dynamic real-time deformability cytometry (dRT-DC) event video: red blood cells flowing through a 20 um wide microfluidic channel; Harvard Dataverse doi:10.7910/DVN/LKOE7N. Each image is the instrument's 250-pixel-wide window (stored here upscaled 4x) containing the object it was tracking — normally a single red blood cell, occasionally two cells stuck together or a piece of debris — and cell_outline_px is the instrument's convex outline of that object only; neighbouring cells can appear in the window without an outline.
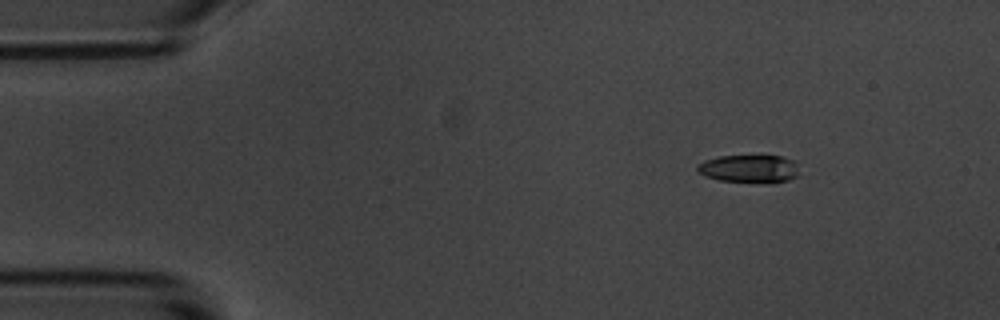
{"species": "common noctule bat (a hibernating species)", "species_latin": "Nyctalus noctula", "temperature_condition": "room temperature", "stored_images_in_passage": 9, "camera_frame_rate_fps": 3000, "um_per_image_px": 0.085, "animal": {"sex": "male", "body_mass_g": 20.1, "forearm_length_mm": 53.5}, "frame": {"image": 1, "passage_image": 1, "time_ms": 0.0, "image_size_px": [1000, 320], "cell_outline_px": [[800, 176], [788, 180], [720, 180], [704, 176], [696, 168], [696, 164], [704, 160], [720, 156], [784, 156], [796, 160]], "centroid_in_image_um": [63.71, 14.29], "position_along_channel_um": 21.3, "area_um2": 16.07}}
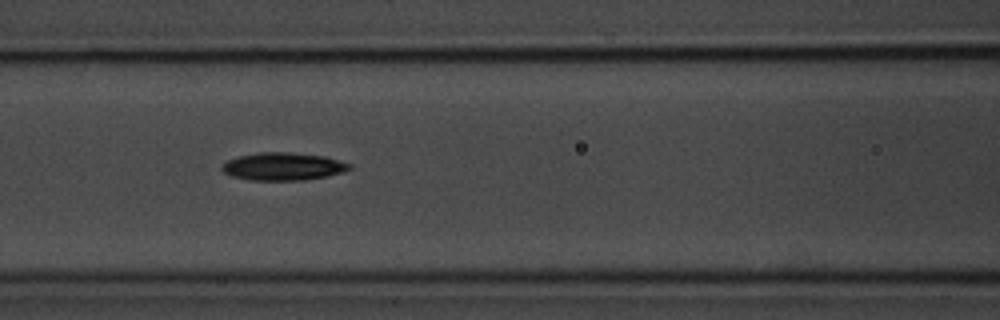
{"frame": {"image": 2, "passage_image": 6, "time_ms": 5.667, "image_size_px": [1000, 320], "cell_outline_px": [[352, 168], [328, 176], [304, 180], [252, 180], [232, 176], [224, 172], [220, 168], [228, 160], [240, 156], [260, 152], [288, 152], [324, 156], [352, 164]], "centroid_in_image_um": [24.08, 14.15], "position_along_channel_um": 142.5, "area_um2": 20.4}}
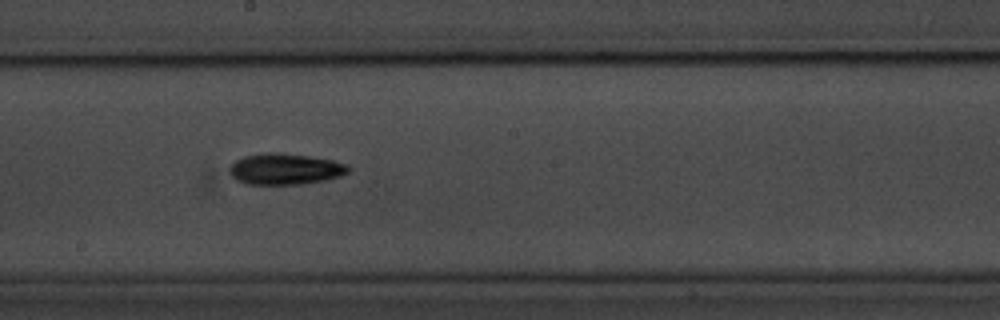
{"frame": {"image": 3, "passage_image": 8, "time_ms": 8.0, "image_size_px": [1000, 320], "cell_outline_px": [[352, 168], [348, 172], [340, 176], [324, 180], [300, 184], [244, 184], [236, 180], [228, 172], [228, 168], [236, 160], [244, 156], [308, 156], [332, 160], [348, 164]], "centroid_in_image_um": [24.27, 14.43], "position_along_channel_um": 223.9, "area_um2": 20.58}}